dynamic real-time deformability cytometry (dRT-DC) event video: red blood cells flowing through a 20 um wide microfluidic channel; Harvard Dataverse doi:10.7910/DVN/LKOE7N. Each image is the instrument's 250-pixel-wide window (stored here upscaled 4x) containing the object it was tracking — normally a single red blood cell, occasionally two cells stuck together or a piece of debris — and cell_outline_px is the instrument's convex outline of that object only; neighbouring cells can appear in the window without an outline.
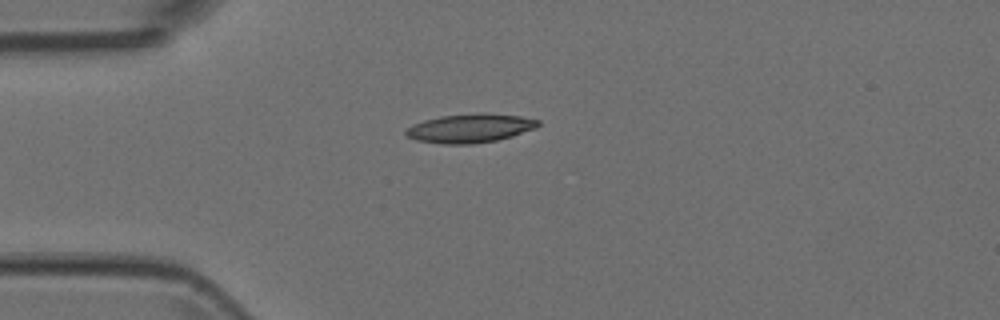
{"species": "Egyptian fruit bat (a non-hibernating species)", "species_latin": "Rousettus aegyptiacus", "temperature_condition": "room temperature", "stored_images_in_passage": 1, "camera_frame_rate_fps": 3000, "um_per_image_px": 0.085, "animal": {"sex": "female"}, "frame": {"image": 1, "passage_image": 1, "time_ms": 0.0, "image_size_px": [1000, 320], "cell_outline_px": [[540, 124], [536, 128], [512, 136], [496, 140], [472, 144], [444, 144], [416, 140], [408, 136], [404, 132], [412, 124], [424, 120], [440, 116], [484, 112], [520, 116], [540, 120]], "centroid_in_image_um": [39.97, 10.89], "position_along_channel_um": 45.0, "area_um2": 22.25}}